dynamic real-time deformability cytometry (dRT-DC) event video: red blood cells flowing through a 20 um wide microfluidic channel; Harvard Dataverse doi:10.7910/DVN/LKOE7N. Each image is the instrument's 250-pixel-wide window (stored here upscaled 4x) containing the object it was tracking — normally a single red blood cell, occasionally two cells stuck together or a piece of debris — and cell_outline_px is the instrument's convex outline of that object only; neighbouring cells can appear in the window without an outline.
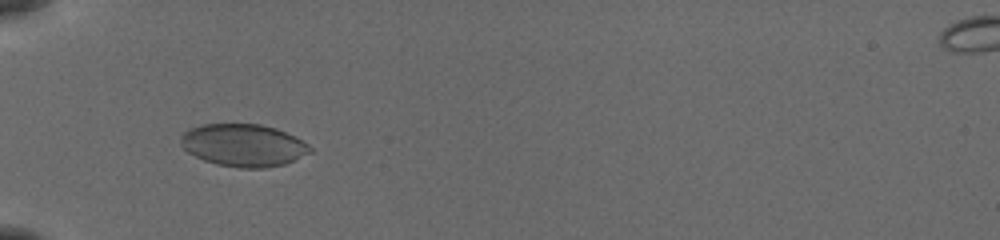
{"species": "common noctule bat (a hibernating species)", "species_latin": "Nyctalus noctula", "temperature_condition": "cold", "stored_images_in_passage": 27, "camera_frame_rate_fps": 3000, "um_per_image_px": 0.085, "animal": {"sex": "female", "body_mass_g": 19.5, "forearm_length_mm": 54.1}, "frame": {"image": 1, "passage_image": 4, "time_ms": 1.0, "image_size_px": [1000, 240], "cell_outline_px": [[312, 152], [284, 164], [264, 168], [240, 168], [216, 164], [204, 160], [188, 152], [180, 144], [180, 136], [184, 132], [192, 128], [204, 124], [260, 124], [276, 128], [308, 144], [312, 148]], "centroid_in_image_um": [20.68, 12.35], "position_along_channel_um": 64.3, "area_um2": 31.79}}
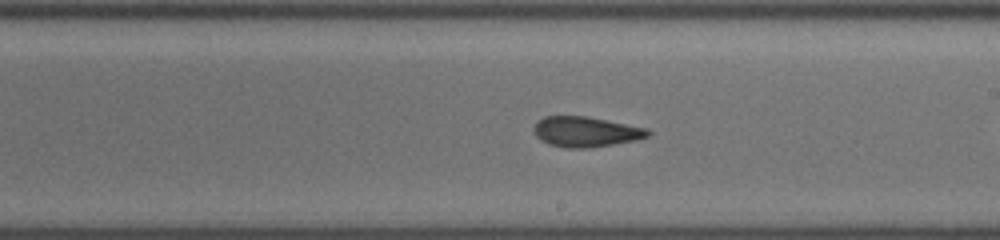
{"frame": {"image": 2, "passage_image": 15, "time_ms": 4.667, "image_size_px": [1000, 240], "cell_outline_px": [[652, 132], [648, 136], [636, 140], [588, 148], [564, 148], [548, 144], [540, 140], [532, 132], [532, 128], [536, 120], [544, 116], [588, 116], [648, 128]], "centroid_in_image_um": [49.74, 11.19], "position_along_channel_um": 239.3, "area_um2": 20.46}}
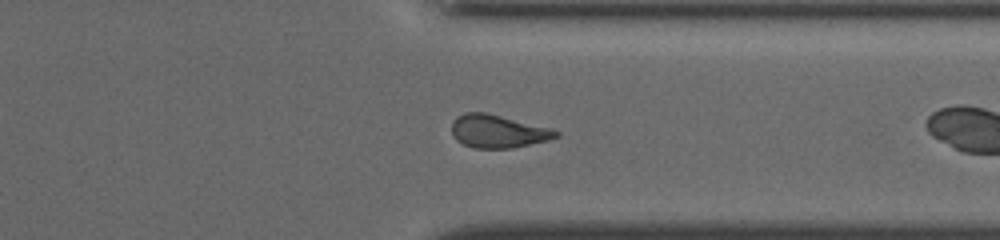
{"frame": {"image": 3, "passage_image": 25, "time_ms": 8.0, "image_size_px": [1000, 240], "cell_outline_px": [[560, 136], [548, 140], [512, 148], [472, 148], [456, 140], [452, 136], [452, 120], [456, 116], [464, 112], [484, 112], [552, 128], [560, 132]], "centroid_in_image_um": [42.31, 11.16], "position_along_channel_um": 369.1, "area_um2": 20.17}}